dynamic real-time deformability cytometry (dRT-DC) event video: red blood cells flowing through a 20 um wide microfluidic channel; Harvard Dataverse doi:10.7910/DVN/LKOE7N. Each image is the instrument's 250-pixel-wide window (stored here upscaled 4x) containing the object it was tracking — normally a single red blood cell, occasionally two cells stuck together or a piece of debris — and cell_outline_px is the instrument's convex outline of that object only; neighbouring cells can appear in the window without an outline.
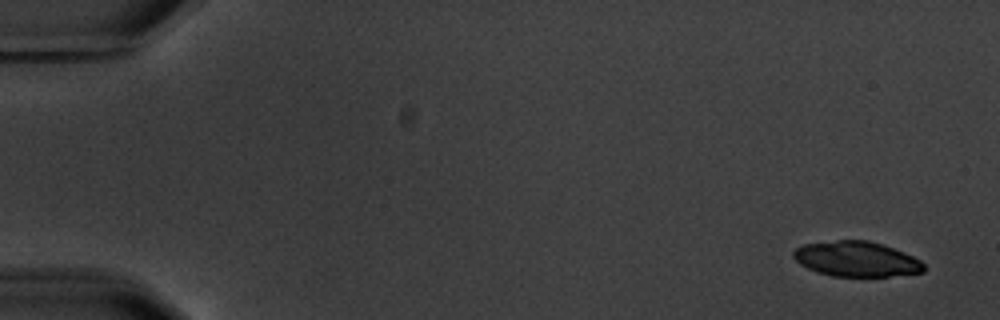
{"species": "common noctule bat (a hibernating species)", "species_latin": "Nyctalus noctula", "temperature_condition": "warm", "stored_images_in_passage": 5, "camera_frame_rate_fps": 3000, "um_per_image_px": 0.085, "animal": {"sex": "male", "body_mass_g": 20.1, "forearm_length_mm": 53.5}, "frame": {"image": 1, "passage_image": 1, "time_ms": 0.0, "image_size_px": [1000, 320], "cell_outline_px": [[924, 272], [888, 276], [832, 276], [808, 268], [800, 264], [792, 256], [792, 252], [796, 248], [804, 244], [836, 240], [868, 240], [904, 252], [920, 260], [924, 264]], "centroid_in_image_um": [72.78, 22.01], "position_along_channel_um": 12.2, "area_um2": 26.47}}